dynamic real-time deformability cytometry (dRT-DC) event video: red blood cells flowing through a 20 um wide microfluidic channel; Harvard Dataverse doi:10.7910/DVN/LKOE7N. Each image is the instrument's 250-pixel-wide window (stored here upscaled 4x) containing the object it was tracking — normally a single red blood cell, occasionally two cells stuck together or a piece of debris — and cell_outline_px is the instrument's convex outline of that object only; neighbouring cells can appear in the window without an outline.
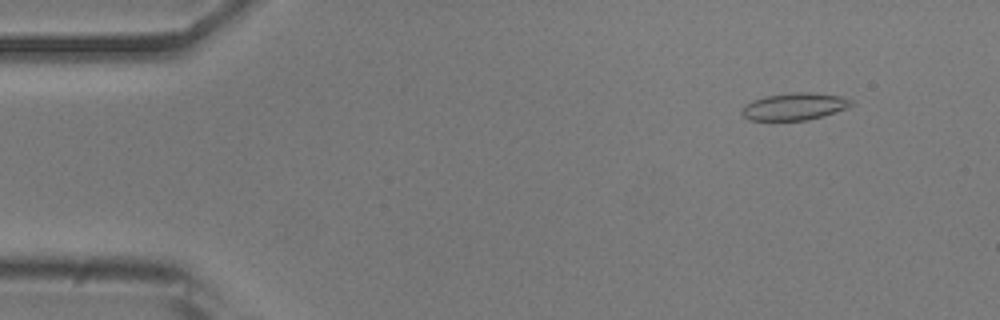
{"species": "common noctule bat (a hibernating species)", "species_latin": "Nyctalus noctula", "temperature_condition": "room temperature", "stored_images_in_passage": 51, "camera_frame_rate_fps": 3000, "um_per_image_px": 0.085, "animal": {"sex": "male", "body_mass_g": 20.5, "forearm_length_mm": 52.5}, "frame": {"image": 1, "passage_image": 5, "time_ms": 1.333, "image_size_px": [1000, 320], "cell_outline_px": [[856, 104], [848, 108], [824, 116], [808, 120], [748, 120], [740, 112], [744, 104], [752, 100], [764, 96], [792, 92], [812, 92], [840, 96], [852, 100]], "centroid_in_image_um": [67.54, 9.05], "position_along_channel_um": 17.5, "area_um2": 17.63}}
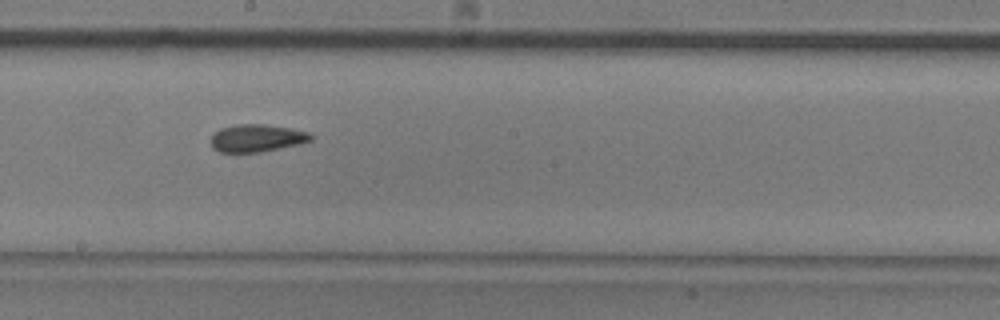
{"frame": {"image": 2, "passage_image": 28, "time_ms": 9.0, "image_size_px": [1000, 320], "cell_outline_px": [[312, 140], [300, 144], [260, 152], [220, 152], [212, 148], [208, 140], [212, 132], [220, 128], [236, 124], [264, 124], [292, 128], [308, 132], [312, 136]], "centroid_in_image_um": [21.76, 11.73], "position_along_channel_um": 226.4, "area_um2": 16.36}}
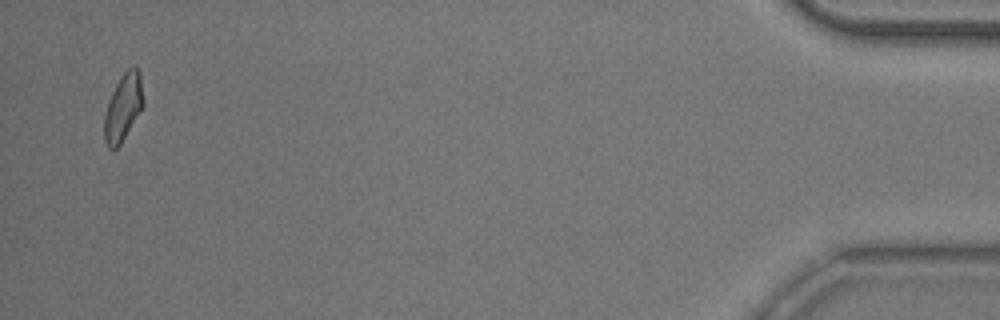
{"frame": {"image": 3, "passage_image": 50, "time_ms": 16.333, "image_size_px": [1000, 320], "cell_outline_px": [[144, 104], [120, 144], [116, 148], [108, 148], [104, 140], [104, 116], [108, 100], [120, 76], [132, 64], [140, 72], [144, 100]], "centroid_in_image_um": [10.46, 9.08], "position_along_channel_um": 424.7, "area_um2": 15.2}, "authors_computed_cell_mechanics": {"area_um2": 16.184, "velocity_mm_per_s": 3.8945, "shape_relaxation_time_tau1_ms": 5.7854, "shape_relaxation_time_tau2_ms": 3.1731, "deformation_change_tau1": 0.1424, "deformation_change_tau2": 0.0878}}